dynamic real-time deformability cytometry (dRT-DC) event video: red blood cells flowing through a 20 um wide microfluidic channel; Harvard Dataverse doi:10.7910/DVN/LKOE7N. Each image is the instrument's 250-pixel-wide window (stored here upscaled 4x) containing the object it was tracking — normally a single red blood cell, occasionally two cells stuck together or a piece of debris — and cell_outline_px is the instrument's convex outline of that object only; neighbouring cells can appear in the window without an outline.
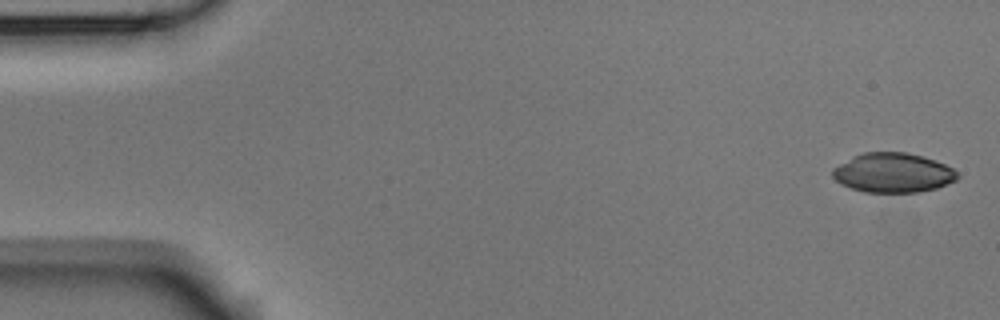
{"species": "Egyptian fruit bat (a non-hibernating species)", "species_latin": "Rousettus aegyptiacus", "temperature_condition": "room temperature", "stored_images_in_passage": 4, "camera_frame_rate_fps": 3000, "um_per_image_px": 0.085, "animal": {"sex": "male"}, "frame": {"image": 1, "passage_image": 1, "time_ms": 0.0, "image_size_px": [1000, 320], "cell_outline_px": [[960, 176], [956, 180], [936, 188], [916, 192], [864, 192], [840, 184], [832, 176], [832, 168], [864, 152], [908, 152], [924, 156], [936, 160], [952, 168]], "centroid_in_image_um": [75.92, 14.68], "position_along_channel_um": 9.1, "area_um2": 28.61}}
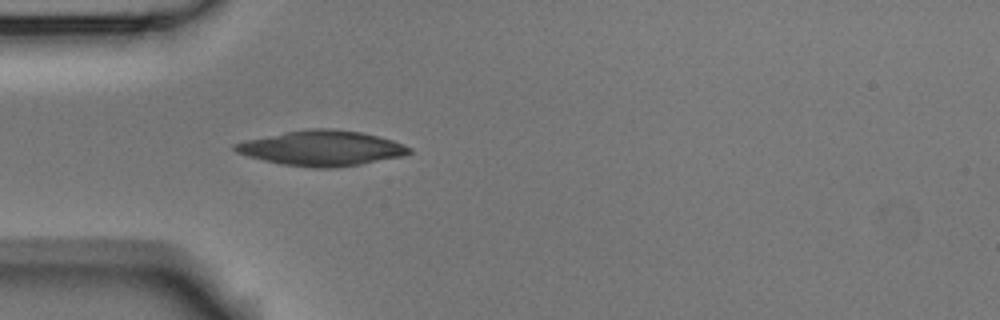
{"frame": {"image": 2, "passage_image": 4, "time_ms": 1.0, "image_size_px": [1000, 320], "cell_outline_px": [[412, 152], [404, 156], [360, 164], [336, 168], [312, 168], [280, 164], [248, 156], [236, 152], [232, 148], [232, 144], [248, 140], [284, 132], [308, 128], [332, 128], [360, 132], [380, 136], [404, 144], [412, 148]], "centroid_in_image_um": [27.38, 12.6], "position_along_channel_um": 57.6, "area_um2": 35.84}}